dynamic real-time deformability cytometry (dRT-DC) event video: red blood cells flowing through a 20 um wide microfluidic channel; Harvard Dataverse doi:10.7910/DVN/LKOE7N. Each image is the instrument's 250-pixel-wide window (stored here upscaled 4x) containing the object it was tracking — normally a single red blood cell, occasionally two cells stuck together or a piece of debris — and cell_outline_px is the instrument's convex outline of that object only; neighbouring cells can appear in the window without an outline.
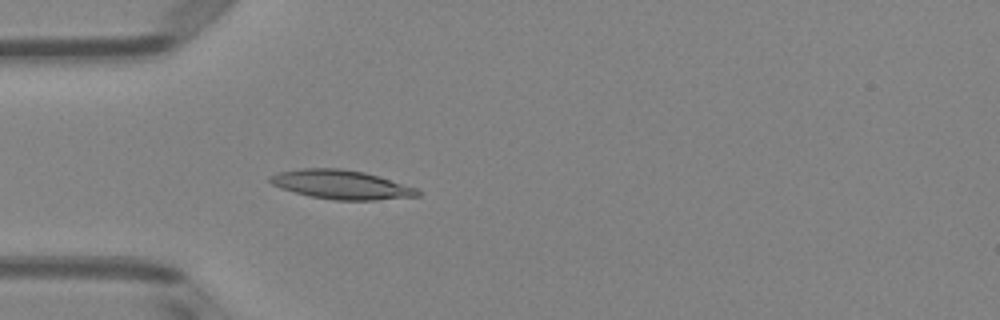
{"species": "Egyptian fruit bat (a non-hibernating species)", "species_latin": "Rousettus aegyptiacus", "temperature_condition": "room temperature", "stored_images_in_passage": 45, "camera_frame_rate_fps": 3000, "um_per_image_px": 0.085, "animal": {"sex": "female"}, "frame": {"image": 1, "passage_image": 9, "time_ms": 2.667, "image_size_px": [1000, 320], "cell_outline_px": [[420, 196], [376, 200], [336, 200], [312, 196], [280, 188], [272, 184], [268, 180], [268, 176], [280, 172], [300, 168], [340, 168], [364, 172], [416, 188], [420, 192]], "centroid_in_image_um": [28.98, 15.69], "position_along_channel_um": 56.0, "area_um2": 24.68}}
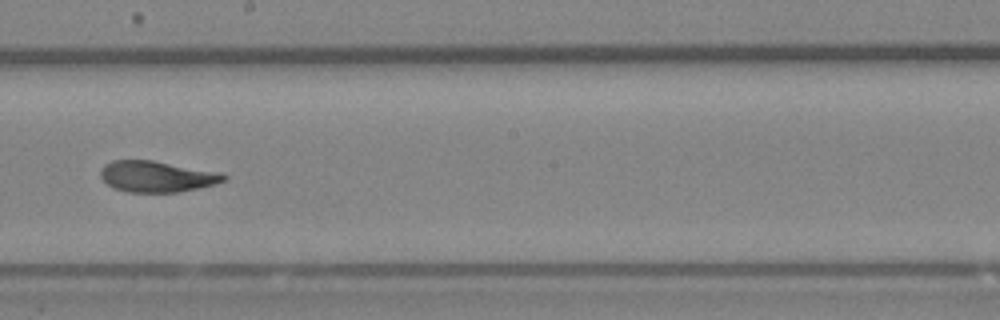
{"frame": {"image": 2, "passage_image": 23, "time_ms": 7.333, "image_size_px": [1000, 320], "cell_outline_px": [[228, 176], [224, 180], [216, 184], [200, 188], [180, 192], [128, 192], [116, 188], [108, 184], [100, 176], [100, 168], [104, 164], [112, 160], [152, 160], [224, 172]], "centroid_in_image_um": [13.38, 14.99], "position_along_channel_um": 234.8, "area_um2": 22.6}}
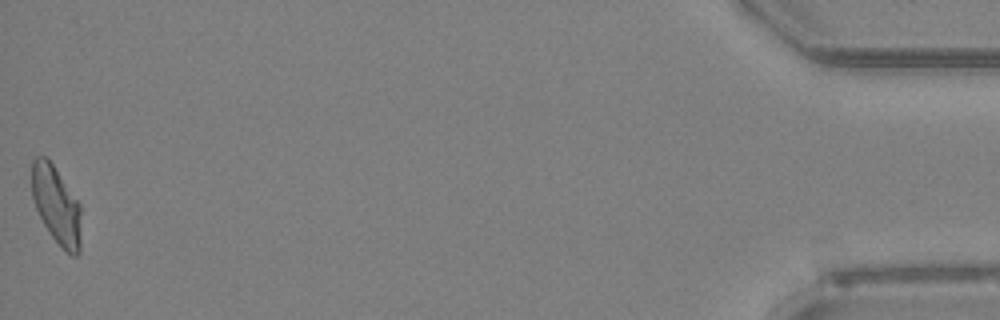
{"frame": {"image": 3, "passage_image": 45, "time_ms": 14.667, "image_size_px": [1000, 320], "cell_outline_px": [[80, 252], [76, 256], [72, 256], [52, 236], [44, 224], [36, 208], [32, 196], [32, 160], [36, 156], [44, 156], [52, 164], [80, 204]], "centroid_in_image_um": [4.79, 17.43], "position_along_channel_um": 430.4, "area_um2": 21.85}, "authors_computed_cell_mechanics": {"area_um2": 22.6576, "velocity_mm_per_s": 3.9683, "shape_relaxation_time_tau1_ms": 7.1969, "shape_relaxation_time_tau2_ms": 1.9048, "deformation_change_tau1": 0.2147, "deformation_change_tau2": 0.0817}}